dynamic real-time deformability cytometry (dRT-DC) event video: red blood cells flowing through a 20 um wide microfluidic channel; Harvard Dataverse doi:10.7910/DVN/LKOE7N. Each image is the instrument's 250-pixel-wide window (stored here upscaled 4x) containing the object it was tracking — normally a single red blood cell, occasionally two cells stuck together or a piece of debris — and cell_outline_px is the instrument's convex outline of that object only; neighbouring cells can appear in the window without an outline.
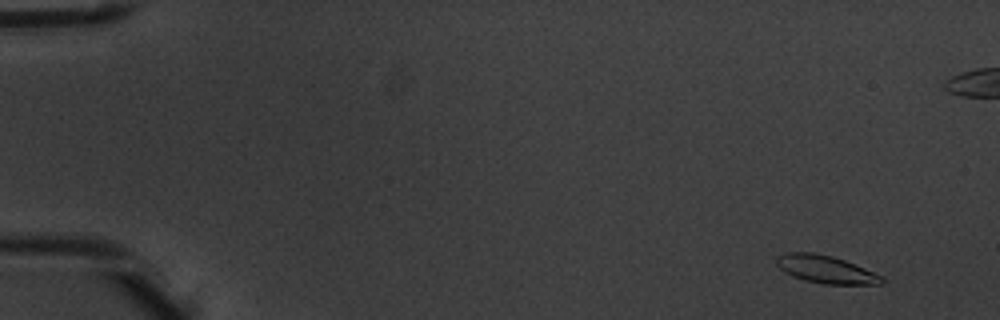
{"species": "common noctule bat (a hibernating species)", "species_latin": "Nyctalus noctula", "temperature_condition": "warm", "stored_images_in_passage": 5, "camera_frame_rate_fps": 3000, "um_per_image_px": 0.085, "animal": {"sex": "male", "body_mass_g": 20.1, "forearm_length_mm": 53.5}, "frame": {"image": 1, "passage_image": 1, "time_ms": 0.0, "image_size_px": [1000, 320], "cell_outline_px": [[884, 280], [880, 284], [824, 284], [804, 280], [792, 276], [784, 272], [776, 264], [776, 256], [784, 252], [812, 252], [832, 256], [844, 260], [884, 276]], "centroid_in_image_um": [70.15, 22.89], "position_along_channel_um": 14.8, "area_um2": 17.05}}